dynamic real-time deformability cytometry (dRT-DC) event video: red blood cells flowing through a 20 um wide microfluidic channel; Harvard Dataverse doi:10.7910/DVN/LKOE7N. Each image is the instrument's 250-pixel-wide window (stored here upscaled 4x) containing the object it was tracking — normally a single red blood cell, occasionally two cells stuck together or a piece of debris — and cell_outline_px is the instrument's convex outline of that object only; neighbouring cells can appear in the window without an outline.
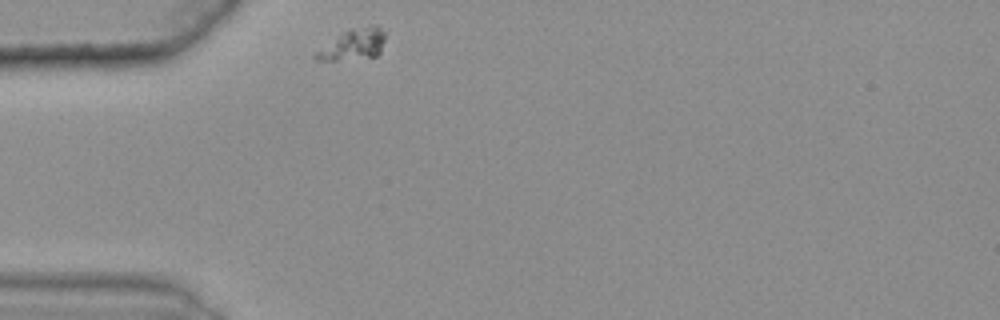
{"species": "common noctule bat (a hibernating species)", "species_latin": "Nyctalus noctula", "temperature_condition": "warm", "stored_images_in_passage": 47, "camera_frame_rate_fps": 3000, "um_per_image_px": 0.085, "animal": {"sex": "female", "body_mass_g": 25.1}, "frame": {"image": 1, "passage_image": 1, "time_ms": 0.0, "image_size_px": [1000, 320], "cell_outline_px": [[384, 40], [380, 52], [376, 56], [336, 60], [316, 60], [312, 56], [316, 52], [344, 32], [372, 24], [376, 24], [384, 32]], "centroid_in_image_um": [30.06, 3.79], "position_along_channel_um": 54.9, "area_um2": 11.96}}
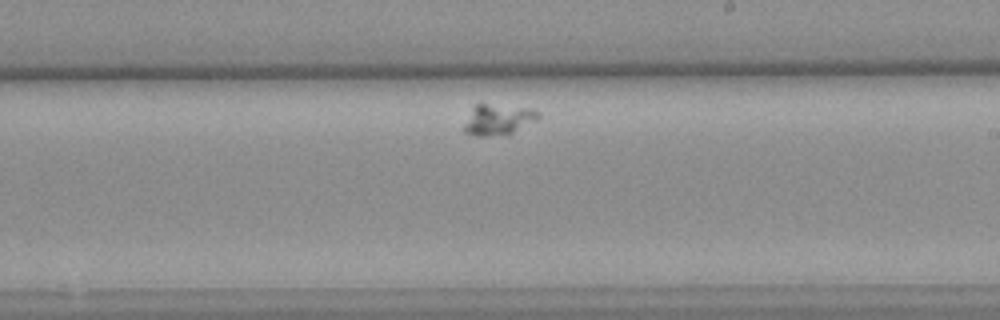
{"frame": {"image": 2, "passage_image": 21, "time_ms": 6.667, "image_size_px": [1000, 320], "cell_outline_px": [[540, 116], [536, 120], [504, 136], [476, 136], [464, 132], [464, 124], [472, 108], [476, 104], [484, 104], [532, 108], [540, 112]], "centroid_in_image_um": [42.34, 10.17], "position_along_channel_um": 246.7, "area_um2": 13.24}}
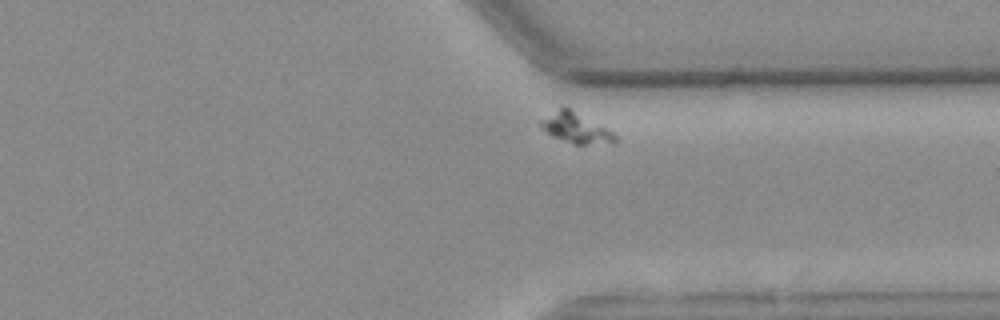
{"frame": {"image": 3, "passage_image": 32, "time_ms": 10.333, "image_size_px": [1000, 320], "cell_outline_px": [[620, 140], [584, 144], [572, 144], [552, 136], [540, 124], [540, 120], [564, 104], [612, 132]], "centroid_in_image_um": [48.9, 10.84], "position_along_channel_um": 362.5, "area_um2": 12.72}}